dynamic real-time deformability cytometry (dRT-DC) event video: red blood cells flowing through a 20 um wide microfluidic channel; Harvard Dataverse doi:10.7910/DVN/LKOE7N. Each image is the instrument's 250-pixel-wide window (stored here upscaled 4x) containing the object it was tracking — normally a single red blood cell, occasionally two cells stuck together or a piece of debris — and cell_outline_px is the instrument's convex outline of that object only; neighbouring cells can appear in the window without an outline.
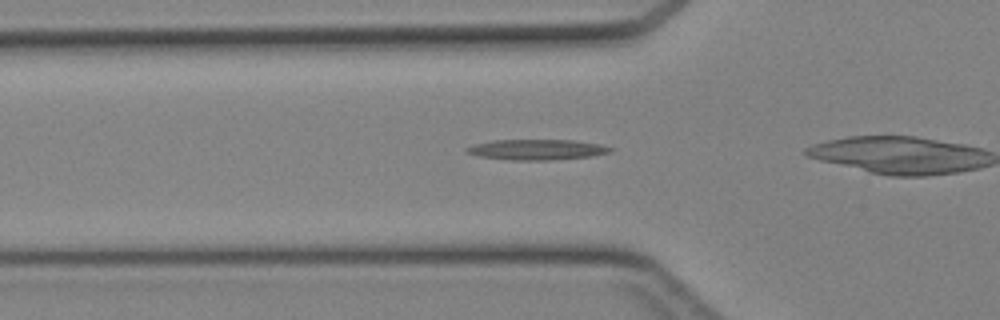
{"species": "Egyptian fruit bat (a non-hibernating species)", "species_latin": "Rousettus aegyptiacus", "temperature_condition": "cold", "stored_images_in_passage": 26, "camera_frame_rate_fps": 3000, "um_per_image_px": 0.085, "animal": {"sex": "female"}, "frame": {"image": 1, "passage_image": 6, "time_ms": 1.667, "image_size_px": [1000, 320], "cell_outline_px": [[612, 148], [608, 152], [592, 156], [548, 160], [512, 160], [480, 156], [468, 152], [464, 148], [476, 144], [492, 140], [572, 140], [600, 144]], "centroid_in_image_um": [45.62, 12.71], "position_along_channel_um": 80.2, "area_um2": 16.82}}
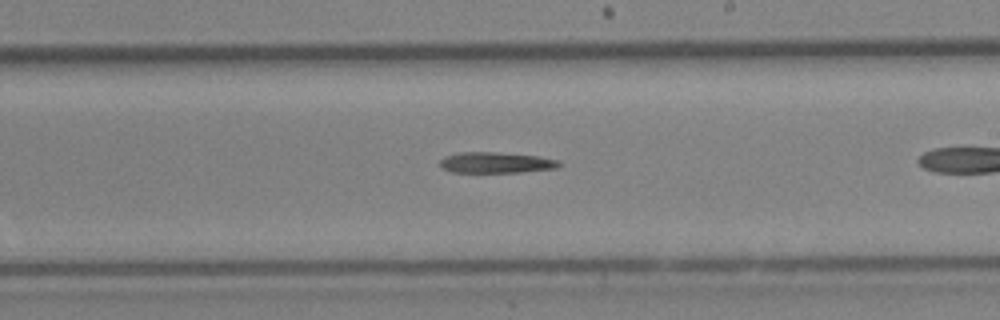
{"frame": {"image": 2, "passage_image": 17, "time_ms": 5.333, "image_size_px": [1000, 320], "cell_outline_px": [[560, 164], [556, 168], [520, 172], [452, 172], [440, 168], [440, 160], [444, 156], [460, 152], [496, 152], [536, 156], [556, 160]], "centroid_in_image_um": [42.07, 13.82], "position_along_channel_um": 246.9, "area_um2": 14.33}}
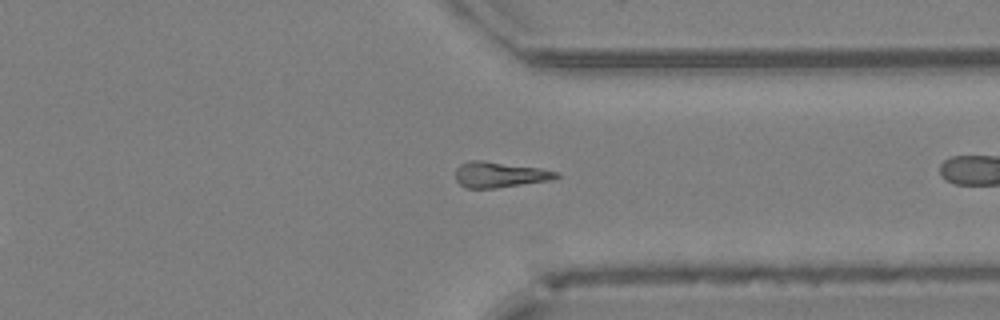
{"frame": {"image": 3, "passage_image": 25, "time_ms": 8.0, "image_size_px": [1000, 320], "cell_outline_px": [[560, 176], [552, 180], [496, 188], [464, 188], [456, 180], [456, 168], [460, 164], [468, 160], [484, 160], [540, 168], [560, 172]], "centroid_in_image_um": [42.47, 14.84], "position_along_channel_um": 368.9, "area_um2": 15.26}}